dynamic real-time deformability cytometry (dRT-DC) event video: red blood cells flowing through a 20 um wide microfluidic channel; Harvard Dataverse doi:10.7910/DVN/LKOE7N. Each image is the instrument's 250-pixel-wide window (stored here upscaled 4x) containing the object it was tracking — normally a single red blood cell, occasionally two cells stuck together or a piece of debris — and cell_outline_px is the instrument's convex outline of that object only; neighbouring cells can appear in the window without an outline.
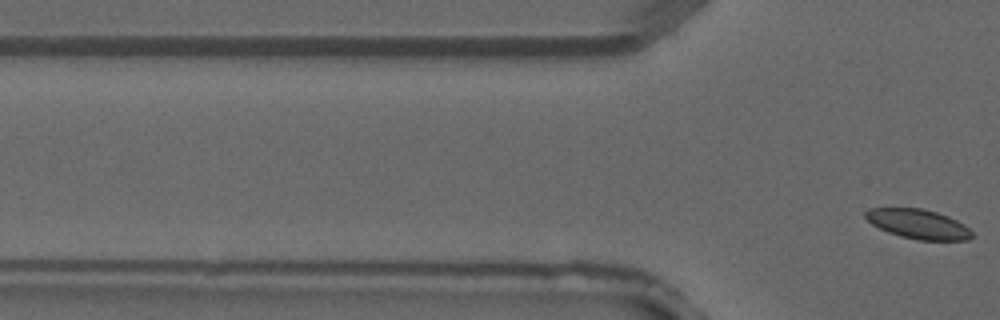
{"species": "common noctule bat (a hibernating species)", "species_latin": "Nyctalus noctula", "temperature_condition": "warm", "stored_images_in_passage": 4, "camera_frame_rate_fps": 3000, "um_per_image_px": 0.085, "animal": {"sex": "male", "forearm_length_mm": 52.5}, "frame": {"image": 1, "passage_image": 4, "time_ms": 1.0, "image_size_px": [1000, 320], "cell_outline_px": [[972, 236], [968, 240], [916, 240], [900, 236], [888, 232], [872, 224], [864, 216], [864, 212], [868, 208], [920, 208], [936, 212], [948, 216], [964, 224], [972, 232]], "centroid_in_image_um": [78.03, 19.04], "position_along_channel_um": 47.8, "area_um2": 18.26}}